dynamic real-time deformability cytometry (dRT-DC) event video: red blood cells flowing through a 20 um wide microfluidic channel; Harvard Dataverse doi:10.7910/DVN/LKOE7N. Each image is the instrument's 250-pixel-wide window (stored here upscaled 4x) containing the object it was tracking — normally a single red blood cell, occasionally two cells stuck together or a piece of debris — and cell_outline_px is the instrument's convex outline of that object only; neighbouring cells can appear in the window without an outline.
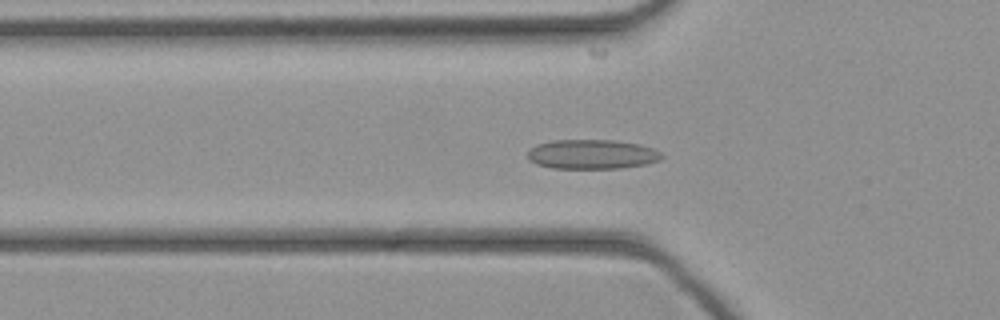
{"species": "common noctule bat (a hibernating species)", "species_latin": "Nyctalus noctula", "temperature_condition": "cold", "stored_images_in_passage": 45, "camera_frame_rate_fps": 3000, "um_per_image_px": 0.085, "animal": {"sex": "female", "body_mass_g": 21.9}, "frame": {"image": 1, "passage_image": 14, "time_ms": 4.333, "image_size_px": [1000, 320], "cell_outline_px": [[664, 156], [660, 160], [644, 164], [620, 168], [552, 168], [536, 164], [528, 160], [528, 152], [536, 144], [552, 140], [616, 140], [640, 144], [652, 148], [660, 152]], "centroid_in_image_um": [50.31, 13.11], "position_along_channel_um": 75.5, "area_um2": 23.06}}
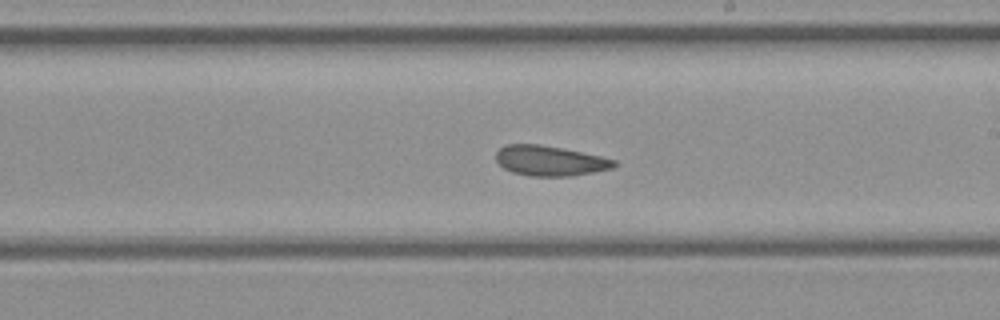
{"frame": {"image": 2, "passage_image": 25, "time_ms": 8.0, "image_size_px": [1000, 320], "cell_outline_px": [[620, 164], [612, 168], [572, 176], [528, 176], [512, 172], [504, 168], [496, 160], [496, 152], [504, 144], [540, 144], [600, 156], [616, 160]], "centroid_in_image_um": [46.73, 13.67], "position_along_channel_um": 242.3, "area_um2": 20.69}}
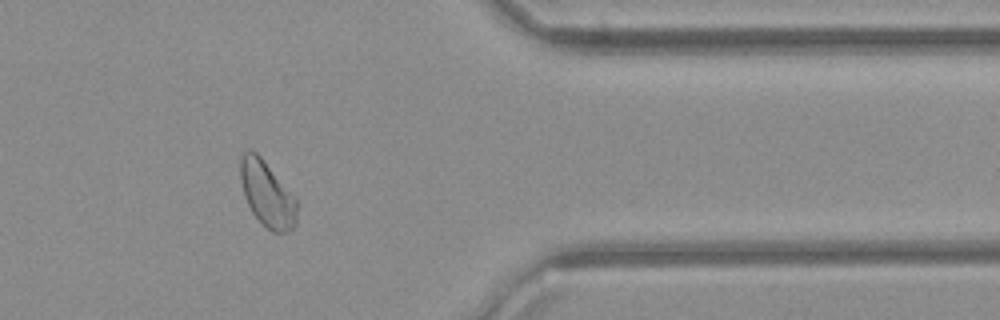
{"frame": {"image": 3, "passage_image": 36, "time_ms": 11.667, "image_size_px": [1000, 320], "cell_outline_px": [[300, 204], [296, 224], [288, 232], [272, 232], [252, 212], [244, 196], [240, 180], [240, 160], [244, 152], [248, 148], [252, 148], [260, 156], [300, 200]], "centroid_in_image_um": [22.76, 16.47], "position_along_channel_um": 388.6, "area_um2": 22.14}}